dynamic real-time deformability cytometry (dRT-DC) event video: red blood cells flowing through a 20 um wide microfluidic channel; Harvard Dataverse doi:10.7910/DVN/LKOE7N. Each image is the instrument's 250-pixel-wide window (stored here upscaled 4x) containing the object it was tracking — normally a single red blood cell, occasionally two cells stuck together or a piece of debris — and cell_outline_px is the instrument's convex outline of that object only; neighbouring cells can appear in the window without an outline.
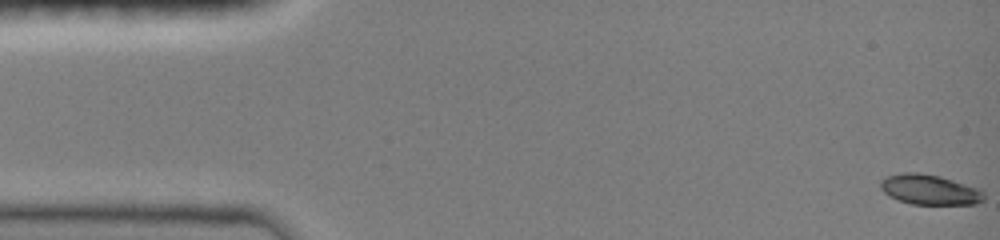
{"species": "common noctule bat (a hibernating species)", "species_latin": "Nyctalus noctula", "temperature_condition": "room temperature", "stored_images_in_passage": 48, "camera_frame_rate_fps": 3000, "um_per_image_px": 0.085, "animal": {"sex": "female", "body_mass_g": 19.0, "forearm_length_mm": 51.5}, "frame": {"image": 1, "passage_image": 1, "time_ms": 0.0, "image_size_px": [1000, 240], "cell_outline_px": [[984, 200], [976, 204], [912, 204], [896, 200], [888, 196], [880, 188], [880, 180], [888, 176], [904, 172], [920, 172], [940, 176], [980, 188], [984, 192]], "centroid_in_image_um": [79.02, 16.12], "position_along_channel_um": 6.0, "area_um2": 18.38}}
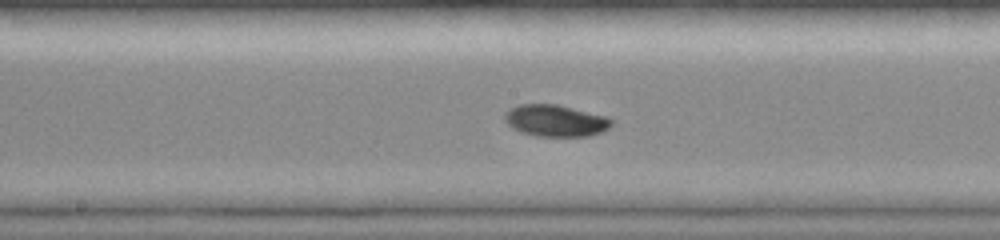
{"frame": {"image": 2, "passage_image": 25, "time_ms": 8.0, "image_size_px": [1000, 240], "cell_outline_px": [[612, 124], [608, 128], [600, 132], [588, 136], [536, 136], [520, 132], [512, 128], [504, 120], [504, 112], [508, 108], [520, 104], [556, 104], [608, 116], [612, 120]], "centroid_in_image_um": [47.18, 10.25], "position_along_channel_um": 201.0, "area_um2": 19.88}}
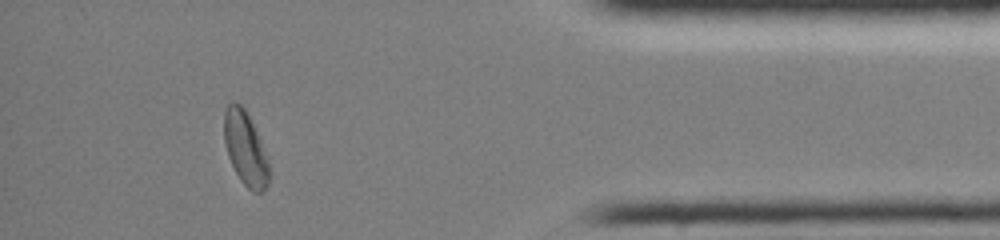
{"frame": {"image": 3, "passage_image": 43, "time_ms": 14.0, "image_size_px": [1000, 240], "cell_outline_px": [[272, 172], [268, 184], [260, 192], [252, 192], [240, 180], [228, 156], [224, 140], [224, 112], [228, 104], [232, 100], [240, 104], [244, 108], [260, 140], [268, 160]], "centroid_in_image_um": [20.87, 12.64], "position_along_channel_um": 414.3, "area_um2": 19.25}, "authors_computed_cell_mechanics": {"area_um2": 18.7561, "velocity_mm_per_s": 4.0429, "shape_relaxation_time_tau1_ms": 3.3645, "shape_relaxation_time_tau2_ms": null, "deformation_change_tau1": 0.1113, "deformation_change_tau2": null}}